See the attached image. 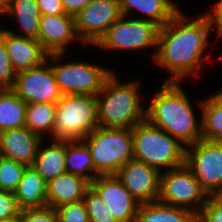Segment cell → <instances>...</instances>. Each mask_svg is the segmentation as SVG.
Instances as JSON below:
<instances>
[{
	"instance_id": "38",
	"label": "cell",
	"mask_w": 222,
	"mask_h": 222,
	"mask_svg": "<svg viewBox=\"0 0 222 222\" xmlns=\"http://www.w3.org/2000/svg\"><path fill=\"white\" fill-rule=\"evenodd\" d=\"M213 197L222 203V186L213 194Z\"/></svg>"
},
{
	"instance_id": "1",
	"label": "cell",
	"mask_w": 222,
	"mask_h": 222,
	"mask_svg": "<svg viewBox=\"0 0 222 222\" xmlns=\"http://www.w3.org/2000/svg\"><path fill=\"white\" fill-rule=\"evenodd\" d=\"M189 17L180 10L159 29L153 62L169 73L163 82H183L188 77L196 79L203 66L213 62L211 53H206L212 34L206 18L202 14Z\"/></svg>"
},
{
	"instance_id": "4",
	"label": "cell",
	"mask_w": 222,
	"mask_h": 222,
	"mask_svg": "<svg viewBox=\"0 0 222 222\" xmlns=\"http://www.w3.org/2000/svg\"><path fill=\"white\" fill-rule=\"evenodd\" d=\"M133 159L160 172L186 163V146L147 119L132 128Z\"/></svg>"
},
{
	"instance_id": "34",
	"label": "cell",
	"mask_w": 222,
	"mask_h": 222,
	"mask_svg": "<svg viewBox=\"0 0 222 222\" xmlns=\"http://www.w3.org/2000/svg\"><path fill=\"white\" fill-rule=\"evenodd\" d=\"M197 222H222V203L209 196L206 204L197 214Z\"/></svg>"
},
{
	"instance_id": "22",
	"label": "cell",
	"mask_w": 222,
	"mask_h": 222,
	"mask_svg": "<svg viewBox=\"0 0 222 222\" xmlns=\"http://www.w3.org/2000/svg\"><path fill=\"white\" fill-rule=\"evenodd\" d=\"M14 195L21 209L45 206L47 182L33 166H27Z\"/></svg>"
},
{
	"instance_id": "2",
	"label": "cell",
	"mask_w": 222,
	"mask_h": 222,
	"mask_svg": "<svg viewBox=\"0 0 222 222\" xmlns=\"http://www.w3.org/2000/svg\"><path fill=\"white\" fill-rule=\"evenodd\" d=\"M146 105V119L186 147L202 139V119L181 82H164ZM198 115V116H196ZM199 119V121H198Z\"/></svg>"
},
{
	"instance_id": "29",
	"label": "cell",
	"mask_w": 222,
	"mask_h": 222,
	"mask_svg": "<svg viewBox=\"0 0 222 222\" xmlns=\"http://www.w3.org/2000/svg\"><path fill=\"white\" fill-rule=\"evenodd\" d=\"M83 200L86 205L89 222H118L91 186L86 190Z\"/></svg>"
},
{
	"instance_id": "7",
	"label": "cell",
	"mask_w": 222,
	"mask_h": 222,
	"mask_svg": "<svg viewBox=\"0 0 222 222\" xmlns=\"http://www.w3.org/2000/svg\"><path fill=\"white\" fill-rule=\"evenodd\" d=\"M66 53L48 54L56 82L63 95L84 94L96 96L113 70L86 61H67Z\"/></svg>"
},
{
	"instance_id": "40",
	"label": "cell",
	"mask_w": 222,
	"mask_h": 222,
	"mask_svg": "<svg viewBox=\"0 0 222 222\" xmlns=\"http://www.w3.org/2000/svg\"><path fill=\"white\" fill-rule=\"evenodd\" d=\"M0 222H21V218L20 217L8 218L0 220Z\"/></svg>"
},
{
	"instance_id": "30",
	"label": "cell",
	"mask_w": 222,
	"mask_h": 222,
	"mask_svg": "<svg viewBox=\"0 0 222 222\" xmlns=\"http://www.w3.org/2000/svg\"><path fill=\"white\" fill-rule=\"evenodd\" d=\"M56 212L58 222H89L84 200L62 205Z\"/></svg>"
},
{
	"instance_id": "5",
	"label": "cell",
	"mask_w": 222,
	"mask_h": 222,
	"mask_svg": "<svg viewBox=\"0 0 222 222\" xmlns=\"http://www.w3.org/2000/svg\"><path fill=\"white\" fill-rule=\"evenodd\" d=\"M90 149L98 175L115 174L133 159L131 128L97 127L82 140Z\"/></svg>"
},
{
	"instance_id": "24",
	"label": "cell",
	"mask_w": 222,
	"mask_h": 222,
	"mask_svg": "<svg viewBox=\"0 0 222 222\" xmlns=\"http://www.w3.org/2000/svg\"><path fill=\"white\" fill-rule=\"evenodd\" d=\"M66 172L81 176L90 183L98 176L89 147L82 140H65Z\"/></svg>"
},
{
	"instance_id": "27",
	"label": "cell",
	"mask_w": 222,
	"mask_h": 222,
	"mask_svg": "<svg viewBox=\"0 0 222 222\" xmlns=\"http://www.w3.org/2000/svg\"><path fill=\"white\" fill-rule=\"evenodd\" d=\"M26 105L12 89H0V132L25 127Z\"/></svg>"
},
{
	"instance_id": "16",
	"label": "cell",
	"mask_w": 222,
	"mask_h": 222,
	"mask_svg": "<svg viewBox=\"0 0 222 222\" xmlns=\"http://www.w3.org/2000/svg\"><path fill=\"white\" fill-rule=\"evenodd\" d=\"M11 64L16 73L36 67L47 60L48 53L37 39L15 35L0 26Z\"/></svg>"
},
{
	"instance_id": "20",
	"label": "cell",
	"mask_w": 222,
	"mask_h": 222,
	"mask_svg": "<svg viewBox=\"0 0 222 222\" xmlns=\"http://www.w3.org/2000/svg\"><path fill=\"white\" fill-rule=\"evenodd\" d=\"M1 17L6 16L18 24L20 28L17 33L14 29H6L9 32L27 38L38 39L40 11L37 0H11L10 4L1 12Z\"/></svg>"
},
{
	"instance_id": "18",
	"label": "cell",
	"mask_w": 222,
	"mask_h": 222,
	"mask_svg": "<svg viewBox=\"0 0 222 222\" xmlns=\"http://www.w3.org/2000/svg\"><path fill=\"white\" fill-rule=\"evenodd\" d=\"M90 182L85 178L65 172L47 183V205L58 207L83 200Z\"/></svg>"
},
{
	"instance_id": "31",
	"label": "cell",
	"mask_w": 222,
	"mask_h": 222,
	"mask_svg": "<svg viewBox=\"0 0 222 222\" xmlns=\"http://www.w3.org/2000/svg\"><path fill=\"white\" fill-rule=\"evenodd\" d=\"M17 76L8 55L5 41L0 36V89H12Z\"/></svg>"
},
{
	"instance_id": "25",
	"label": "cell",
	"mask_w": 222,
	"mask_h": 222,
	"mask_svg": "<svg viewBox=\"0 0 222 222\" xmlns=\"http://www.w3.org/2000/svg\"><path fill=\"white\" fill-rule=\"evenodd\" d=\"M136 222H197V215L156 201L139 205Z\"/></svg>"
},
{
	"instance_id": "26",
	"label": "cell",
	"mask_w": 222,
	"mask_h": 222,
	"mask_svg": "<svg viewBox=\"0 0 222 222\" xmlns=\"http://www.w3.org/2000/svg\"><path fill=\"white\" fill-rule=\"evenodd\" d=\"M56 116V104L28 103L26 105L25 127L43 139L53 140V130Z\"/></svg>"
},
{
	"instance_id": "35",
	"label": "cell",
	"mask_w": 222,
	"mask_h": 222,
	"mask_svg": "<svg viewBox=\"0 0 222 222\" xmlns=\"http://www.w3.org/2000/svg\"><path fill=\"white\" fill-rule=\"evenodd\" d=\"M213 4L211 9L202 15L206 18L211 33L215 31L216 37L222 38V0H217Z\"/></svg>"
},
{
	"instance_id": "8",
	"label": "cell",
	"mask_w": 222,
	"mask_h": 222,
	"mask_svg": "<svg viewBox=\"0 0 222 222\" xmlns=\"http://www.w3.org/2000/svg\"><path fill=\"white\" fill-rule=\"evenodd\" d=\"M131 17V18H130ZM122 15L107 30L94 47L104 51H142L151 49L152 61L155 57L160 26L154 22L140 19L138 16Z\"/></svg>"
},
{
	"instance_id": "28",
	"label": "cell",
	"mask_w": 222,
	"mask_h": 222,
	"mask_svg": "<svg viewBox=\"0 0 222 222\" xmlns=\"http://www.w3.org/2000/svg\"><path fill=\"white\" fill-rule=\"evenodd\" d=\"M27 165L0 156V189L14 192Z\"/></svg>"
},
{
	"instance_id": "3",
	"label": "cell",
	"mask_w": 222,
	"mask_h": 222,
	"mask_svg": "<svg viewBox=\"0 0 222 222\" xmlns=\"http://www.w3.org/2000/svg\"><path fill=\"white\" fill-rule=\"evenodd\" d=\"M120 80L114 69L96 95L99 127L132 129L146 119L141 82L138 79Z\"/></svg>"
},
{
	"instance_id": "12",
	"label": "cell",
	"mask_w": 222,
	"mask_h": 222,
	"mask_svg": "<svg viewBox=\"0 0 222 222\" xmlns=\"http://www.w3.org/2000/svg\"><path fill=\"white\" fill-rule=\"evenodd\" d=\"M12 90L26 103H53L62 93L49 61L17 73Z\"/></svg>"
},
{
	"instance_id": "39",
	"label": "cell",
	"mask_w": 222,
	"mask_h": 222,
	"mask_svg": "<svg viewBox=\"0 0 222 222\" xmlns=\"http://www.w3.org/2000/svg\"><path fill=\"white\" fill-rule=\"evenodd\" d=\"M11 0H0V14L10 4Z\"/></svg>"
},
{
	"instance_id": "37",
	"label": "cell",
	"mask_w": 222,
	"mask_h": 222,
	"mask_svg": "<svg viewBox=\"0 0 222 222\" xmlns=\"http://www.w3.org/2000/svg\"><path fill=\"white\" fill-rule=\"evenodd\" d=\"M67 14L75 16L92 0H61Z\"/></svg>"
},
{
	"instance_id": "13",
	"label": "cell",
	"mask_w": 222,
	"mask_h": 222,
	"mask_svg": "<svg viewBox=\"0 0 222 222\" xmlns=\"http://www.w3.org/2000/svg\"><path fill=\"white\" fill-rule=\"evenodd\" d=\"M115 175L140 204L158 201L161 172L156 168L131 159Z\"/></svg>"
},
{
	"instance_id": "10",
	"label": "cell",
	"mask_w": 222,
	"mask_h": 222,
	"mask_svg": "<svg viewBox=\"0 0 222 222\" xmlns=\"http://www.w3.org/2000/svg\"><path fill=\"white\" fill-rule=\"evenodd\" d=\"M209 196L222 186V141L201 139L186 147V163Z\"/></svg>"
},
{
	"instance_id": "14",
	"label": "cell",
	"mask_w": 222,
	"mask_h": 222,
	"mask_svg": "<svg viewBox=\"0 0 222 222\" xmlns=\"http://www.w3.org/2000/svg\"><path fill=\"white\" fill-rule=\"evenodd\" d=\"M90 186L98 193L118 222H136L140 203L128 192L115 174L98 175Z\"/></svg>"
},
{
	"instance_id": "23",
	"label": "cell",
	"mask_w": 222,
	"mask_h": 222,
	"mask_svg": "<svg viewBox=\"0 0 222 222\" xmlns=\"http://www.w3.org/2000/svg\"><path fill=\"white\" fill-rule=\"evenodd\" d=\"M202 119V139L222 141V89L196 101Z\"/></svg>"
},
{
	"instance_id": "15",
	"label": "cell",
	"mask_w": 222,
	"mask_h": 222,
	"mask_svg": "<svg viewBox=\"0 0 222 222\" xmlns=\"http://www.w3.org/2000/svg\"><path fill=\"white\" fill-rule=\"evenodd\" d=\"M37 40L48 54H67L71 43L83 45L76 33L75 16L67 13L41 15Z\"/></svg>"
},
{
	"instance_id": "33",
	"label": "cell",
	"mask_w": 222,
	"mask_h": 222,
	"mask_svg": "<svg viewBox=\"0 0 222 222\" xmlns=\"http://www.w3.org/2000/svg\"><path fill=\"white\" fill-rule=\"evenodd\" d=\"M21 210L14 192L0 189V220L20 217Z\"/></svg>"
},
{
	"instance_id": "19",
	"label": "cell",
	"mask_w": 222,
	"mask_h": 222,
	"mask_svg": "<svg viewBox=\"0 0 222 222\" xmlns=\"http://www.w3.org/2000/svg\"><path fill=\"white\" fill-rule=\"evenodd\" d=\"M119 5L122 15L130 17L136 11L141 13L140 19L154 22L160 27L181 10L172 0H119Z\"/></svg>"
},
{
	"instance_id": "36",
	"label": "cell",
	"mask_w": 222,
	"mask_h": 222,
	"mask_svg": "<svg viewBox=\"0 0 222 222\" xmlns=\"http://www.w3.org/2000/svg\"><path fill=\"white\" fill-rule=\"evenodd\" d=\"M41 15H63L66 14L61 0H37Z\"/></svg>"
},
{
	"instance_id": "17",
	"label": "cell",
	"mask_w": 222,
	"mask_h": 222,
	"mask_svg": "<svg viewBox=\"0 0 222 222\" xmlns=\"http://www.w3.org/2000/svg\"><path fill=\"white\" fill-rule=\"evenodd\" d=\"M44 139L26 127L0 132V156L32 166Z\"/></svg>"
},
{
	"instance_id": "21",
	"label": "cell",
	"mask_w": 222,
	"mask_h": 222,
	"mask_svg": "<svg viewBox=\"0 0 222 222\" xmlns=\"http://www.w3.org/2000/svg\"><path fill=\"white\" fill-rule=\"evenodd\" d=\"M51 141L41 142L32 165L47 183L66 172L65 140Z\"/></svg>"
},
{
	"instance_id": "11",
	"label": "cell",
	"mask_w": 222,
	"mask_h": 222,
	"mask_svg": "<svg viewBox=\"0 0 222 222\" xmlns=\"http://www.w3.org/2000/svg\"><path fill=\"white\" fill-rule=\"evenodd\" d=\"M121 16L119 0H92L75 15L77 36L85 47H93Z\"/></svg>"
},
{
	"instance_id": "6",
	"label": "cell",
	"mask_w": 222,
	"mask_h": 222,
	"mask_svg": "<svg viewBox=\"0 0 222 222\" xmlns=\"http://www.w3.org/2000/svg\"><path fill=\"white\" fill-rule=\"evenodd\" d=\"M98 127L94 95H62L56 104L53 140H83Z\"/></svg>"
},
{
	"instance_id": "9",
	"label": "cell",
	"mask_w": 222,
	"mask_h": 222,
	"mask_svg": "<svg viewBox=\"0 0 222 222\" xmlns=\"http://www.w3.org/2000/svg\"><path fill=\"white\" fill-rule=\"evenodd\" d=\"M209 195L186 165L161 172L160 203L181 207L198 214Z\"/></svg>"
},
{
	"instance_id": "32",
	"label": "cell",
	"mask_w": 222,
	"mask_h": 222,
	"mask_svg": "<svg viewBox=\"0 0 222 222\" xmlns=\"http://www.w3.org/2000/svg\"><path fill=\"white\" fill-rule=\"evenodd\" d=\"M21 222H58L56 209L50 205L21 210Z\"/></svg>"
}]
</instances>
